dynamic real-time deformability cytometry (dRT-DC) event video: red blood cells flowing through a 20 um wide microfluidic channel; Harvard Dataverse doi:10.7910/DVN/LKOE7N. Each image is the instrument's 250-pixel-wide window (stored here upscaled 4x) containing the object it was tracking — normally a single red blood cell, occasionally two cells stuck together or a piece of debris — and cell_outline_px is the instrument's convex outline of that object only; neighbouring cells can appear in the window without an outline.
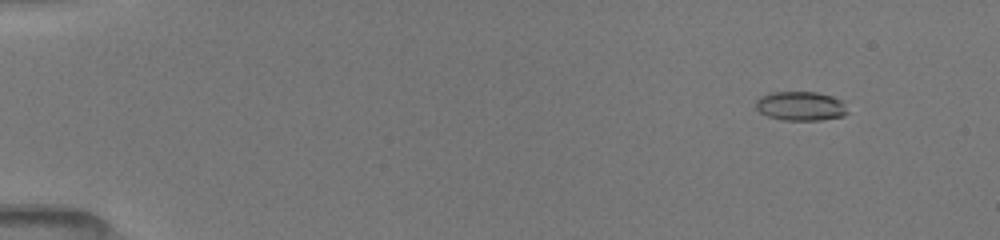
{"species": "common noctule bat (a hibernating species)", "species_latin": "Nyctalus noctula", "temperature_condition": "room temperature", "stored_images_in_passage": 52, "camera_frame_rate_fps": 3000, "um_per_image_px": 0.085, "animal": {"sex": "female", "body_mass_g": 19.5, "forearm_length_mm": 54.1}, "frame": {"image": 1, "passage_image": 6, "time_ms": 1.667, "image_size_px": [1000, 240], "cell_outline_px": [[848, 112], [844, 116], [820, 120], [784, 120], [768, 116], [760, 112], [756, 108], [756, 100], [760, 96], [772, 92], [816, 92], [832, 96], [844, 100]], "centroid_in_image_um": [68.09, 9.01], "position_along_channel_um": 16.9, "area_um2": 15.72}}
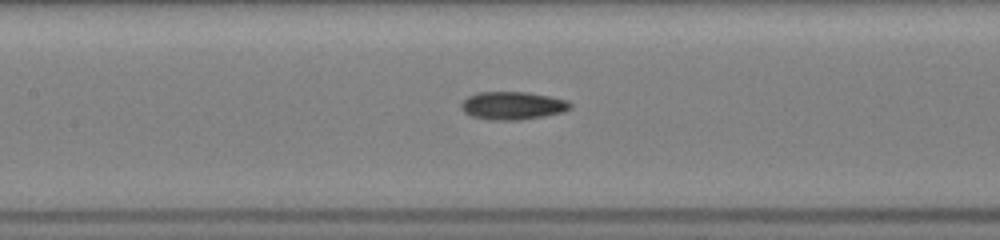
{"frame": {"image": 2, "passage_image": 26, "time_ms": 8.333, "image_size_px": [1000, 240], "cell_outline_px": [[572, 108], [564, 112], [544, 116], [520, 120], [488, 120], [472, 116], [464, 112], [460, 108], [460, 104], [468, 96], [476, 92], [528, 92], [568, 100], [572, 104]], "centroid_in_image_um": [43.57, 8.98], "position_along_channel_um": 163.8, "area_um2": 17.98}}
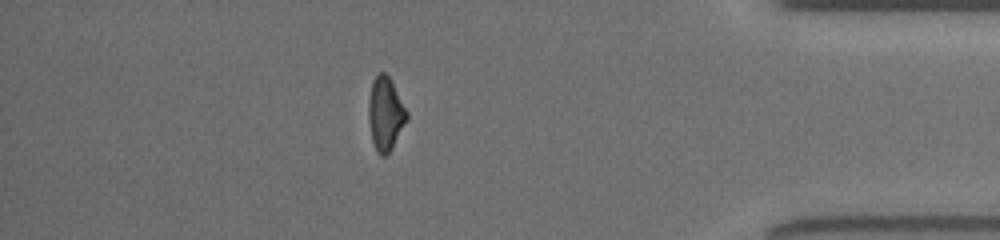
{"frame": {"image": 3, "passage_image": 46, "time_ms": 15.0, "image_size_px": [1000, 240], "cell_outline_px": [[408, 120], [392, 148], [384, 156], [380, 156], [376, 152], [372, 140], [368, 120], [368, 100], [372, 80], [380, 72], [384, 72], [392, 80], [408, 112]], "centroid_in_image_um": [32.76, 9.66], "position_along_channel_um": 402.4, "area_um2": 16.65}, "authors_computed_cell_mechanics": {"area_um2": 16.2996, "velocity_mm_per_s": 4.0749, "shape_relaxation_time_tau1_ms": 6.9756, "shape_relaxation_time_tau2_ms": 3.7532, "deformation_change_tau1": 0.1928, "deformation_change_tau2": 0.1186}}